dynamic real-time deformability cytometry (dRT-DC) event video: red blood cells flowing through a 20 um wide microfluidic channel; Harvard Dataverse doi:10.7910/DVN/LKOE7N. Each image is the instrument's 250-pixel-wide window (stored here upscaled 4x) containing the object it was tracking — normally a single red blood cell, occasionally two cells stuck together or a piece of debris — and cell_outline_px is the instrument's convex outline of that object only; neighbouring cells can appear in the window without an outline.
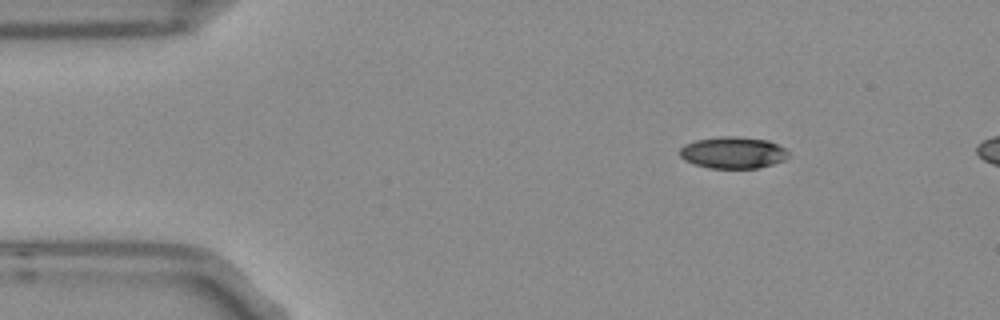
{"species": "Egyptian fruit bat (a non-hibernating species)", "species_latin": "Rousettus aegyptiacus", "temperature_condition": "room temperature", "stored_images_in_passage": 3, "camera_frame_rate_fps": 3000, "um_per_image_px": 0.085, "frame": {"image": 1, "passage_image": 1, "time_ms": 0.0, "image_size_px": [1000, 320], "cell_outline_px": [[788, 156], [784, 160], [772, 164], [756, 168], [708, 168], [692, 164], [684, 160], [680, 156], [680, 148], [684, 144], [696, 140], [724, 136], [732, 136], [768, 140], [784, 148], [788, 152]], "centroid_in_image_um": [62.27, 12.98], "position_along_channel_um": 22.7, "area_um2": 20.0}}